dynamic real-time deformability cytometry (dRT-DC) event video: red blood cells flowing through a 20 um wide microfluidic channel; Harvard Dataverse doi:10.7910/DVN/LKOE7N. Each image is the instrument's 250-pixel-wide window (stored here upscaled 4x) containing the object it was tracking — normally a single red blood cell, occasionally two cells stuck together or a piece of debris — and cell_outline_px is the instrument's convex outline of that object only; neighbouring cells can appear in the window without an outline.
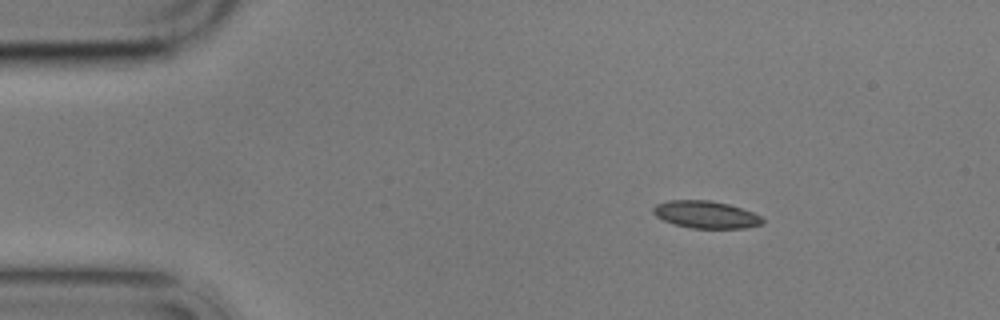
{"species": "common noctule bat (a hibernating species)", "species_latin": "Nyctalus noctula", "temperature_condition": "cold", "stored_images_in_passage": 7, "camera_frame_rate_fps": 3000, "um_per_image_px": 0.085, "animal": {"sex": "male", "body_mass_g": 17.9}, "frame": {"image": 1, "passage_image": 3, "time_ms": 2.333, "image_size_px": [1000, 320], "cell_outline_px": [[764, 224], [744, 228], [692, 228], [676, 224], [664, 220], [656, 216], [652, 212], [652, 208], [656, 204], [668, 200], [708, 200], [728, 204], [752, 212], [760, 216], [764, 220]], "centroid_in_image_um": [59.99, 18.23], "position_along_channel_um": 25.0, "area_um2": 17.28}}
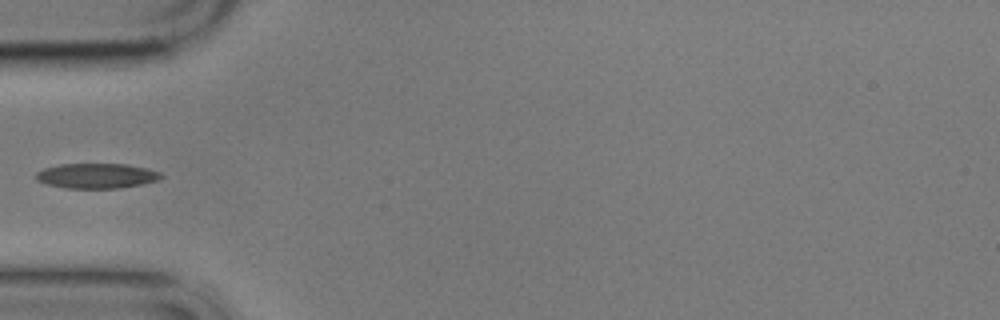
{"frame": {"image": 2, "passage_image": 6, "time_ms": 5.667, "image_size_px": [1000, 320], "cell_outline_px": [[164, 176], [160, 180], [120, 188], [64, 188], [44, 184], [36, 180], [36, 172], [44, 168], [60, 164], [128, 164], [148, 168], [160, 172]], "centroid_in_image_um": [8.21, 14.94], "position_along_channel_um": 76.8, "area_um2": 18.44}}